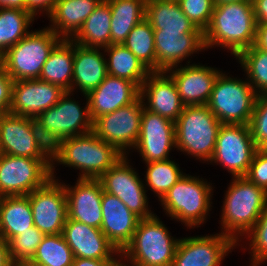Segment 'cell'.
Returning a JSON list of instances; mask_svg holds the SVG:
<instances>
[{
    "label": "cell",
    "mask_w": 267,
    "mask_h": 266,
    "mask_svg": "<svg viewBox=\"0 0 267 266\" xmlns=\"http://www.w3.org/2000/svg\"><path fill=\"white\" fill-rule=\"evenodd\" d=\"M4 152L1 145V139H0V158L3 156Z\"/></svg>",
    "instance_id": "db71d44e"
},
{
    "label": "cell",
    "mask_w": 267,
    "mask_h": 266,
    "mask_svg": "<svg viewBox=\"0 0 267 266\" xmlns=\"http://www.w3.org/2000/svg\"><path fill=\"white\" fill-rule=\"evenodd\" d=\"M123 156L93 132L66 138L52 148L51 177L55 176L54 165L57 162L81 171L78 178L99 179Z\"/></svg>",
    "instance_id": "7a4b0ae2"
},
{
    "label": "cell",
    "mask_w": 267,
    "mask_h": 266,
    "mask_svg": "<svg viewBox=\"0 0 267 266\" xmlns=\"http://www.w3.org/2000/svg\"><path fill=\"white\" fill-rule=\"evenodd\" d=\"M178 242L158 216L153 215L140 219L121 255L132 266H172Z\"/></svg>",
    "instance_id": "277c9868"
},
{
    "label": "cell",
    "mask_w": 267,
    "mask_h": 266,
    "mask_svg": "<svg viewBox=\"0 0 267 266\" xmlns=\"http://www.w3.org/2000/svg\"><path fill=\"white\" fill-rule=\"evenodd\" d=\"M256 24L267 23V0H252Z\"/></svg>",
    "instance_id": "c3c4849f"
},
{
    "label": "cell",
    "mask_w": 267,
    "mask_h": 266,
    "mask_svg": "<svg viewBox=\"0 0 267 266\" xmlns=\"http://www.w3.org/2000/svg\"><path fill=\"white\" fill-rule=\"evenodd\" d=\"M256 151L249 124H222L209 162L219 163L233 177L246 176Z\"/></svg>",
    "instance_id": "7c38bea8"
},
{
    "label": "cell",
    "mask_w": 267,
    "mask_h": 266,
    "mask_svg": "<svg viewBox=\"0 0 267 266\" xmlns=\"http://www.w3.org/2000/svg\"><path fill=\"white\" fill-rule=\"evenodd\" d=\"M122 260H95L74 257L72 266H118Z\"/></svg>",
    "instance_id": "bcb514c9"
},
{
    "label": "cell",
    "mask_w": 267,
    "mask_h": 266,
    "mask_svg": "<svg viewBox=\"0 0 267 266\" xmlns=\"http://www.w3.org/2000/svg\"><path fill=\"white\" fill-rule=\"evenodd\" d=\"M215 5L220 3H232V2H242V1H252V0H213Z\"/></svg>",
    "instance_id": "f5cc1de1"
},
{
    "label": "cell",
    "mask_w": 267,
    "mask_h": 266,
    "mask_svg": "<svg viewBox=\"0 0 267 266\" xmlns=\"http://www.w3.org/2000/svg\"><path fill=\"white\" fill-rule=\"evenodd\" d=\"M257 96L247 79L221 72L206 106L222 124H249Z\"/></svg>",
    "instance_id": "9c48e42d"
},
{
    "label": "cell",
    "mask_w": 267,
    "mask_h": 266,
    "mask_svg": "<svg viewBox=\"0 0 267 266\" xmlns=\"http://www.w3.org/2000/svg\"><path fill=\"white\" fill-rule=\"evenodd\" d=\"M187 62V66H176L165 72L173 79L184 106L207 105L215 81L222 71Z\"/></svg>",
    "instance_id": "ac0fdd59"
},
{
    "label": "cell",
    "mask_w": 267,
    "mask_h": 266,
    "mask_svg": "<svg viewBox=\"0 0 267 266\" xmlns=\"http://www.w3.org/2000/svg\"><path fill=\"white\" fill-rule=\"evenodd\" d=\"M140 97V88L123 78L107 75L104 81L87 94L89 113L94 122L98 117L129 105Z\"/></svg>",
    "instance_id": "603a6c76"
},
{
    "label": "cell",
    "mask_w": 267,
    "mask_h": 266,
    "mask_svg": "<svg viewBox=\"0 0 267 266\" xmlns=\"http://www.w3.org/2000/svg\"><path fill=\"white\" fill-rule=\"evenodd\" d=\"M156 72L179 66L187 57L205 50L203 33L154 30Z\"/></svg>",
    "instance_id": "d4e9b609"
},
{
    "label": "cell",
    "mask_w": 267,
    "mask_h": 266,
    "mask_svg": "<svg viewBox=\"0 0 267 266\" xmlns=\"http://www.w3.org/2000/svg\"><path fill=\"white\" fill-rule=\"evenodd\" d=\"M100 49L102 51V48L85 47L74 42L72 92L78 88L83 96L87 95L108 75L106 57Z\"/></svg>",
    "instance_id": "484cf974"
},
{
    "label": "cell",
    "mask_w": 267,
    "mask_h": 266,
    "mask_svg": "<svg viewBox=\"0 0 267 266\" xmlns=\"http://www.w3.org/2000/svg\"><path fill=\"white\" fill-rule=\"evenodd\" d=\"M52 159L3 154L0 158V197L28 195L51 177Z\"/></svg>",
    "instance_id": "30bf717a"
},
{
    "label": "cell",
    "mask_w": 267,
    "mask_h": 266,
    "mask_svg": "<svg viewBox=\"0 0 267 266\" xmlns=\"http://www.w3.org/2000/svg\"><path fill=\"white\" fill-rule=\"evenodd\" d=\"M44 236L45 235L34 226L30 228V230L21 232V234L13 237L8 242L12 262L17 266L19 263L31 260Z\"/></svg>",
    "instance_id": "f35d334b"
},
{
    "label": "cell",
    "mask_w": 267,
    "mask_h": 266,
    "mask_svg": "<svg viewBox=\"0 0 267 266\" xmlns=\"http://www.w3.org/2000/svg\"><path fill=\"white\" fill-rule=\"evenodd\" d=\"M101 231L108 241L122 252L131 242L140 218L132 213L116 196L105 191L102 194Z\"/></svg>",
    "instance_id": "cb8c5ba5"
},
{
    "label": "cell",
    "mask_w": 267,
    "mask_h": 266,
    "mask_svg": "<svg viewBox=\"0 0 267 266\" xmlns=\"http://www.w3.org/2000/svg\"><path fill=\"white\" fill-rule=\"evenodd\" d=\"M35 17L18 8H0V57L30 31Z\"/></svg>",
    "instance_id": "836d02e7"
},
{
    "label": "cell",
    "mask_w": 267,
    "mask_h": 266,
    "mask_svg": "<svg viewBox=\"0 0 267 266\" xmlns=\"http://www.w3.org/2000/svg\"><path fill=\"white\" fill-rule=\"evenodd\" d=\"M50 178L28 194L34 226L44 235L62 234L68 217L67 197L62 182Z\"/></svg>",
    "instance_id": "9a60e30c"
},
{
    "label": "cell",
    "mask_w": 267,
    "mask_h": 266,
    "mask_svg": "<svg viewBox=\"0 0 267 266\" xmlns=\"http://www.w3.org/2000/svg\"><path fill=\"white\" fill-rule=\"evenodd\" d=\"M12 78L0 64V115L9 113L12 103Z\"/></svg>",
    "instance_id": "ee69618b"
},
{
    "label": "cell",
    "mask_w": 267,
    "mask_h": 266,
    "mask_svg": "<svg viewBox=\"0 0 267 266\" xmlns=\"http://www.w3.org/2000/svg\"><path fill=\"white\" fill-rule=\"evenodd\" d=\"M118 266H130V264H125L124 262H121Z\"/></svg>",
    "instance_id": "11a10c76"
},
{
    "label": "cell",
    "mask_w": 267,
    "mask_h": 266,
    "mask_svg": "<svg viewBox=\"0 0 267 266\" xmlns=\"http://www.w3.org/2000/svg\"><path fill=\"white\" fill-rule=\"evenodd\" d=\"M129 164L123 156L99 178L103 191L119 198L140 219L150 218L156 214L148 208L144 181Z\"/></svg>",
    "instance_id": "5bb4252c"
},
{
    "label": "cell",
    "mask_w": 267,
    "mask_h": 266,
    "mask_svg": "<svg viewBox=\"0 0 267 266\" xmlns=\"http://www.w3.org/2000/svg\"><path fill=\"white\" fill-rule=\"evenodd\" d=\"M245 238H249V250L251 249V264L259 266L267 261V207L262 212L257 223L246 234Z\"/></svg>",
    "instance_id": "ab89813d"
},
{
    "label": "cell",
    "mask_w": 267,
    "mask_h": 266,
    "mask_svg": "<svg viewBox=\"0 0 267 266\" xmlns=\"http://www.w3.org/2000/svg\"><path fill=\"white\" fill-rule=\"evenodd\" d=\"M248 77L247 80L258 94H267V53L253 45L236 57Z\"/></svg>",
    "instance_id": "74e56055"
},
{
    "label": "cell",
    "mask_w": 267,
    "mask_h": 266,
    "mask_svg": "<svg viewBox=\"0 0 267 266\" xmlns=\"http://www.w3.org/2000/svg\"><path fill=\"white\" fill-rule=\"evenodd\" d=\"M140 97L145 109L174 123L184 108L173 79L165 71L148 75L140 87Z\"/></svg>",
    "instance_id": "7402d4cb"
},
{
    "label": "cell",
    "mask_w": 267,
    "mask_h": 266,
    "mask_svg": "<svg viewBox=\"0 0 267 266\" xmlns=\"http://www.w3.org/2000/svg\"><path fill=\"white\" fill-rule=\"evenodd\" d=\"M62 236L72 250L74 257L95 260H123L121 252H118L108 241L101 229L67 217Z\"/></svg>",
    "instance_id": "ffe728a7"
},
{
    "label": "cell",
    "mask_w": 267,
    "mask_h": 266,
    "mask_svg": "<svg viewBox=\"0 0 267 266\" xmlns=\"http://www.w3.org/2000/svg\"><path fill=\"white\" fill-rule=\"evenodd\" d=\"M65 92L60 86L39 79L14 81L9 112L35 119L54 106Z\"/></svg>",
    "instance_id": "d6986e66"
},
{
    "label": "cell",
    "mask_w": 267,
    "mask_h": 266,
    "mask_svg": "<svg viewBox=\"0 0 267 266\" xmlns=\"http://www.w3.org/2000/svg\"><path fill=\"white\" fill-rule=\"evenodd\" d=\"M111 11V44H122L145 18L146 0H106Z\"/></svg>",
    "instance_id": "1f68e13d"
},
{
    "label": "cell",
    "mask_w": 267,
    "mask_h": 266,
    "mask_svg": "<svg viewBox=\"0 0 267 266\" xmlns=\"http://www.w3.org/2000/svg\"><path fill=\"white\" fill-rule=\"evenodd\" d=\"M145 18L154 30L203 33L183 13L177 0H146Z\"/></svg>",
    "instance_id": "83f0119b"
},
{
    "label": "cell",
    "mask_w": 267,
    "mask_h": 266,
    "mask_svg": "<svg viewBox=\"0 0 267 266\" xmlns=\"http://www.w3.org/2000/svg\"><path fill=\"white\" fill-rule=\"evenodd\" d=\"M68 218L100 229L103 187L99 179L78 178L75 186L63 183Z\"/></svg>",
    "instance_id": "44dd1931"
},
{
    "label": "cell",
    "mask_w": 267,
    "mask_h": 266,
    "mask_svg": "<svg viewBox=\"0 0 267 266\" xmlns=\"http://www.w3.org/2000/svg\"><path fill=\"white\" fill-rule=\"evenodd\" d=\"M103 50L109 56L106 59L109 75L131 81L140 88L151 73L123 44H111Z\"/></svg>",
    "instance_id": "d6a6232c"
},
{
    "label": "cell",
    "mask_w": 267,
    "mask_h": 266,
    "mask_svg": "<svg viewBox=\"0 0 267 266\" xmlns=\"http://www.w3.org/2000/svg\"><path fill=\"white\" fill-rule=\"evenodd\" d=\"M266 207V190L245 176L232 177L223 202L221 233L228 235L238 244L239 239L246 236L257 223Z\"/></svg>",
    "instance_id": "3957f363"
},
{
    "label": "cell",
    "mask_w": 267,
    "mask_h": 266,
    "mask_svg": "<svg viewBox=\"0 0 267 266\" xmlns=\"http://www.w3.org/2000/svg\"><path fill=\"white\" fill-rule=\"evenodd\" d=\"M0 139L4 154L35 159H52V148L43 139L34 118L0 115Z\"/></svg>",
    "instance_id": "8fae6325"
},
{
    "label": "cell",
    "mask_w": 267,
    "mask_h": 266,
    "mask_svg": "<svg viewBox=\"0 0 267 266\" xmlns=\"http://www.w3.org/2000/svg\"><path fill=\"white\" fill-rule=\"evenodd\" d=\"M17 266H45V265L36 263L32 260H27V261H24L22 263H19Z\"/></svg>",
    "instance_id": "816d5d0a"
},
{
    "label": "cell",
    "mask_w": 267,
    "mask_h": 266,
    "mask_svg": "<svg viewBox=\"0 0 267 266\" xmlns=\"http://www.w3.org/2000/svg\"><path fill=\"white\" fill-rule=\"evenodd\" d=\"M143 101L139 97L133 103L120 107L93 122V133L113 145L122 155L134 149L140 134ZM129 149V150H128ZM128 152H127V151Z\"/></svg>",
    "instance_id": "4fadbf2b"
},
{
    "label": "cell",
    "mask_w": 267,
    "mask_h": 266,
    "mask_svg": "<svg viewBox=\"0 0 267 266\" xmlns=\"http://www.w3.org/2000/svg\"><path fill=\"white\" fill-rule=\"evenodd\" d=\"M122 44L130 50L146 68L151 72H156L154 29L146 18L135 25Z\"/></svg>",
    "instance_id": "e575fe53"
},
{
    "label": "cell",
    "mask_w": 267,
    "mask_h": 266,
    "mask_svg": "<svg viewBox=\"0 0 267 266\" xmlns=\"http://www.w3.org/2000/svg\"><path fill=\"white\" fill-rule=\"evenodd\" d=\"M245 177L267 191V149H257Z\"/></svg>",
    "instance_id": "7bdbcfd3"
},
{
    "label": "cell",
    "mask_w": 267,
    "mask_h": 266,
    "mask_svg": "<svg viewBox=\"0 0 267 266\" xmlns=\"http://www.w3.org/2000/svg\"><path fill=\"white\" fill-rule=\"evenodd\" d=\"M176 148L175 123L143 107L140 134L135 150L144 163L169 159V152Z\"/></svg>",
    "instance_id": "e0dca14e"
},
{
    "label": "cell",
    "mask_w": 267,
    "mask_h": 266,
    "mask_svg": "<svg viewBox=\"0 0 267 266\" xmlns=\"http://www.w3.org/2000/svg\"><path fill=\"white\" fill-rule=\"evenodd\" d=\"M74 42L62 39L51 51L43 65L39 80L60 86L72 92Z\"/></svg>",
    "instance_id": "f546056e"
},
{
    "label": "cell",
    "mask_w": 267,
    "mask_h": 266,
    "mask_svg": "<svg viewBox=\"0 0 267 266\" xmlns=\"http://www.w3.org/2000/svg\"><path fill=\"white\" fill-rule=\"evenodd\" d=\"M111 17L109 3L102 0L71 40L85 47H108L111 45Z\"/></svg>",
    "instance_id": "4dcf8cb0"
},
{
    "label": "cell",
    "mask_w": 267,
    "mask_h": 266,
    "mask_svg": "<svg viewBox=\"0 0 267 266\" xmlns=\"http://www.w3.org/2000/svg\"><path fill=\"white\" fill-rule=\"evenodd\" d=\"M236 246L232 238L222 233L181 238L172 266H219Z\"/></svg>",
    "instance_id": "2e32d148"
},
{
    "label": "cell",
    "mask_w": 267,
    "mask_h": 266,
    "mask_svg": "<svg viewBox=\"0 0 267 266\" xmlns=\"http://www.w3.org/2000/svg\"><path fill=\"white\" fill-rule=\"evenodd\" d=\"M61 40L49 27L31 30L0 57V64L13 81L39 79L43 65Z\"/></svg>",
    "instance_id": "52a82bcc"
},
{
    "label": "cell",
    "mask_w": 267,
    "mask_h": 266,
    "mask_svg": "<svg viewBox=\"0 0 267 266\" xmlns=\"http://www.w3.org/2000/svg\"><path fill=\"white\" fill-rule=\"evenodd\" d=\"M0 266H16L9 253V244L0 236Z\"/></svg>",
    "instance_id": "681fc988"
},
{
    "label": "cell",
    "mask_w": 267,
    "mask_h": 266,
    "mask_svg": "<svg viewBox=\"0 0 267 266\" xmlns=\"http://www.w3.org/2000/svg\"><path fill=\"white\" fill-rule=\"evenodd\" d=\"M71 94L66 91L54 106L35 118L39 132L51 148L63 139L93 131L87 95L84 96L87 101L83 108L78 101L70 98Z\"/></svg>",
    "instance_id": "ba28073f"
},
{
    "label": "cell",
    "mask_w": 267,
    "mask_h": 266,
    "mask_svg": "<svg viewBox=\"0 0 267 266\" xmlns=\"http://www.w3.org/2000/svg\"><path fill=\"white\" fill-rule=\"evenodd\" d=\"M249 126L257 149H267V94L257 96Z\"/></svg>",
    "instance_id": "60d3db41"
},
{
    "label": "cell",
    "mask_w": 267,
    "mask_h": 266,
    "mask_svg": "<svg viewBox=\"0 0 267 266\" xmlns=\"http://www.w3.org/2000/svg\"><path fill=\"white\" fill-rule=\"evenodd\" d=\"M183 13L202 32L208 27L215 7L213 0H177Z\"/></svg>",
    "instance_id": "b9f144b4"
},
{
    "label": "cell",
    "mask_w": 267,
    "mask_h": 266,
    "mask_svg": "<svg viewBox=\"0 0 267 266\" xmlns=\"http://www.w3.org/2000/svg\"><path fill=\"white\" fill-rule=\"evenodd\" d=\"M253 46L267 53V23L256 24Z\"/></svg>",
    "instance_id": "7dc6e473"
},
{
    "label": "cell",
    "mask_w": 267,
    "mask_h": 266,
    "mask_svg": "<svg viewBox=\"0 0 267 266\" xmlns=\"http://www.w3.org/2000/svg\"><path fill=\"white\" fill-rule=\"evenodd\" d=\"M146 185L153 191L159 200L182 178L179 165L170 159L154 161L146 164Z\"/></svg>",
    "instance_id": "d590c367"
},
{
    "label": "cell",
    "mask_w": 267,
    "mask_h": 266,
    "mask_svg": "<svg viewBox=\"0 0 267 266\" xmlns=\"http://www.w3.org/2000/svg\"><path fill=\"white\" fill-rule=\"evenodd\" d=\"M57 0H26V11L30 12L34 17L40 13L45 12L49 16L56 5Z\"/></svg>",
    "instance_id": "f6af8a7d"
},
{
    "label": "cell",
    "mask_w": 267,
    "mask_h": 266,
    "mask_svg": "<svg viewBox=\"0 0 267 266\" xmlns=\"http://www.w3.org/2000/svg\"><path fill=\"white\" fill-rule=\"evenodd\" d=\"M73 253L62 234L45 235L31 259L45 266H72Z\"/></svg>",
    "instance_id": "8d00e7d4"
},
{
    "label": "cell",
    "mask_w": 267,
    "mask_h": 266,
    "mask_svg": "<svg viewBox=\"0 0 267 266\" xmlns=\"http://www.w3.org/2000/svg\"><path fill=\"white\" fill-rule=\"evenodd\" d=\"M0 8H18L26 10V0H0Z\"/></svg>",
    "instance_id": "f907efd6"
},
{
    "label": "cell",
    "mask_w": 267,
    "mask_h": 266,
    "mask_svg": "<svg viewBox=\"0 0 267 266\" xmlns=\"http://www.w3.org/2000/svg\"><path fill=\"white\" fill-rule=\"evenodd\" d=\"M222 123L206 106H184L175 122L176 148L199 161L211 160Z\"/></svg>",
    "instance_id": "5b68a950"
},
{
    "label": "cell",
    "mask_w": 267,
    "mask_h": 266,
    "mask_svg": "<svg viewBox=\"0 0 267 266\" xmlns=\"http://www.w3.org/2000/svg\"><path fill=\"white\" fill-rule=\"evenodd\" d=\"M256 21L252 1L216 4L203 32L205 49L228 48L235 57L254 44Z\"/></svg>",
    "instance_id": "6da1fadb"
},
{
    "label": "cell",
    "mask_w": 267,
    "mask_h": 266,
    "mask_svg": "<svg viewBox=\"0 0 267 266\" xmlns=\"http://www.w3.org/2000/svg\"><path fill=\"white\" fill-rule=\"evenodd\" d=\"M34 227L28 195L0 197V236L7 242Z\"/></svg>",
    "instance_id": "f1b7e54d"
},
{
    "label": "cell",
    "mask_w": 267,
    "mask_h": 266,
    "mask_svg": "<svg viewBox=\"0 0 267 266\" xmlns=\"http://www.w3.org/2000/svg\"><path fill=\"white\" fill-rule=\"evenodd\" d=\"M102 0H57L48 16L49 28L62 39H71Z\"/></svg>",
    "instance_id": "4316f807"
},
{
    "label": "cell",
    "mask_w": 267,
    "mask_h": 266,
    "mask_svg": "<svg viewBox=\"0 0 267 266\" xmlns=\"http://www.w3.org/2000/svg\"><path fill=\"white\" fill-rule=\"evenodd\" d=\"M212 188L210 182L185 173L159 201L171 219L189 229L200 227L211 209Z\"/></svg>",
    "instance_id": "8992f818"
}]
</instances>
